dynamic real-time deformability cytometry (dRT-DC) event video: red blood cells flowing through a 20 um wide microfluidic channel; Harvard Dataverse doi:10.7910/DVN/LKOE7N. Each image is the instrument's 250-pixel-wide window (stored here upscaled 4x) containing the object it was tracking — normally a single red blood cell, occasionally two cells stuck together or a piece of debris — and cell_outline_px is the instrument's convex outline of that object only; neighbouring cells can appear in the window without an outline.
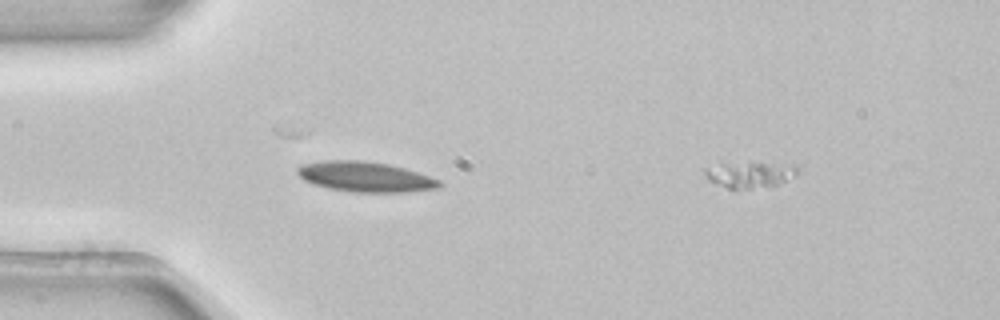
{"species": "common noctule bat (a hibernating species)", "species_latin": "Nyctalus noctula", "temperature_condition": "room temperature", "stored_images_in_passage": 17, "segment_of_instrument_passage": [2, 2], "camera_frame_rate_fps": 3000, "um_per_image_px": 0.085, "animal": {"sex": "female", "body_mass_g": 22.7, "forearm_length_mm": 54.2}, "frame": {"image": 1, "passage_image": 17, "time_ms": 5.333, "image_size_px": [1000, 320], "cell_outline_px": [[800, 172], [776, 184], [736, 192], [716, 184], [708, 180], [704, 176], [704, 168], [720, 160], [748, 160], [796, 164]], "centroid_in_image_um": [63.62, 14.77], "position_along_channel_um": 21.4, "area_um2": 15.66}}